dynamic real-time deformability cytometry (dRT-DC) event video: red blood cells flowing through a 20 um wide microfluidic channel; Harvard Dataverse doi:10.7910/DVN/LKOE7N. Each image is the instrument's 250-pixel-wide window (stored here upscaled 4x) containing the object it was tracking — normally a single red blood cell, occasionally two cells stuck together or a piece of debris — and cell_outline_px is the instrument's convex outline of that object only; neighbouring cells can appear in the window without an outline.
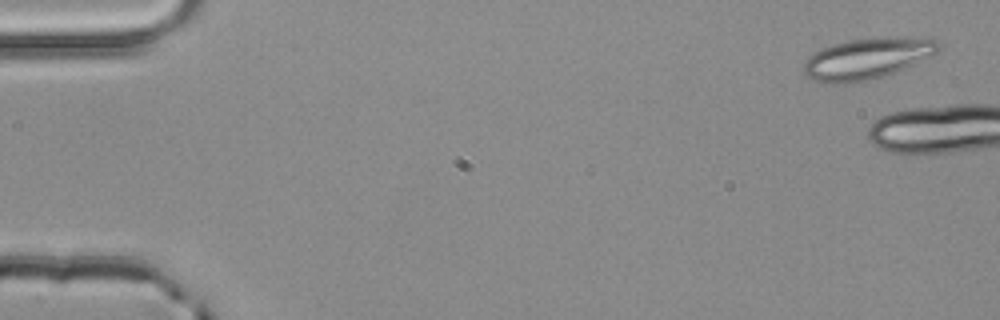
{"species": "common noctule bat (a hibernating species)", "species_latin": "Nyctalus noctula", "temperature_condition": "room temperature", "stored_images_in_passage": 5, "camera_frame_rate_fps": 3000, "um_per_image_px": 0.085, "animal": {"sex": "male", "body_mass_g": 20.4}, "frame": {"image": 1, "passage_image": 1, "time_ms": 0.0, "image_size_px": [1000, 320], "cell_outline_px": [[940, 48], [932, 56], [896, 72], [868, 80], [844, 84], [824, 84], [812, 80], [804, 72], [804, 64], [808, 56], [812, 52], [832, 44], [848, 40], [884, 36], [920, 36], [936, 40], [940, 44]], "centroid_in_image_um": [73.72, 4.96], "position_along_channel_um": 11.3, "area_um2": 32.95}}